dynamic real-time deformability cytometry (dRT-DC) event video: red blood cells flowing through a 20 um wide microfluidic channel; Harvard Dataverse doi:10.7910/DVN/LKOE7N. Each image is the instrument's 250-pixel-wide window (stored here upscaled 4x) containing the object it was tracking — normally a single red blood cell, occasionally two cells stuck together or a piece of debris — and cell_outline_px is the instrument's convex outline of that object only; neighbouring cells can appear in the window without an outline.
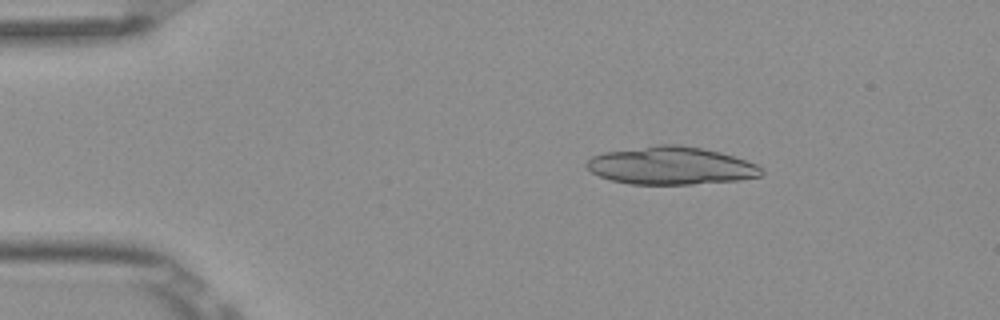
{"species": "Egyptian fruit bat (a non-hibernating species)", "species_latin": "Rousettus aegyptiacus", "temperature_condition": "room temperature", "stored_images_in_passage": 2, "camera_frame_rate_fps": 3000, "um_per_image_px": 0.085, "frame": {"image": 1, "passage_image": 1, "time_ms": 0.0, "image_size_px": [1000, 320], "cell_outline_px": [[764, 172], [760, 176], [740, 180], [692, 184], [628, 184], [612, 180], [600, 176], [592, 172], [584, 164], [592, 156], [604, 152], [660, 144], [680, 144], [720, 152], [756, 164]], "centroid_in_image_um": [57.02, 14.08], "position_along_channel_um": 28.0, "area_um2": 38.32}}